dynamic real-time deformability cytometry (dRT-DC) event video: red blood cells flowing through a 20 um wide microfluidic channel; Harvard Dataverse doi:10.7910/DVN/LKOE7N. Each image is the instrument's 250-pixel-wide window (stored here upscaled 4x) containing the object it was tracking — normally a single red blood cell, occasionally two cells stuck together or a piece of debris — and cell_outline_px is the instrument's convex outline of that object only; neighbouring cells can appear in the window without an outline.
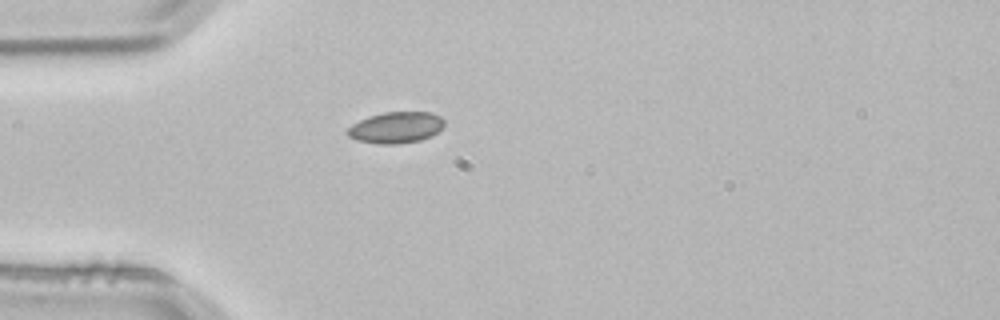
{"species": "common noctule bat (a hibernating species)", "species_latin": "Nyctalus noctula", "temperature_condition": "room temperature", "stored_images_in_passage": 1, "camera_frame_rate_fps": 3000, "um_per_image_px": 0.085, "animal": {"sex": "male", "body_mass_g": 21.5, "forearm_length_mm": 52.0}, "frame": {"image": 1, "passage_image": 1, "time_ms": 0.0, "image_size_px": [1000, 320], "cell_outline_px": [[444, 124], [432, 136], [420, 140], [396, 144], [380, 144], [356, 140], [348, 136], [344, 132], [352, 124], [368, 116], [384, 112], [432, 112], [440, 116], [444, 120]], "centroid_in_image_um": [33.63, 10.83], "position_along_channel_um": 51.4, "area_um2": 17.69}}